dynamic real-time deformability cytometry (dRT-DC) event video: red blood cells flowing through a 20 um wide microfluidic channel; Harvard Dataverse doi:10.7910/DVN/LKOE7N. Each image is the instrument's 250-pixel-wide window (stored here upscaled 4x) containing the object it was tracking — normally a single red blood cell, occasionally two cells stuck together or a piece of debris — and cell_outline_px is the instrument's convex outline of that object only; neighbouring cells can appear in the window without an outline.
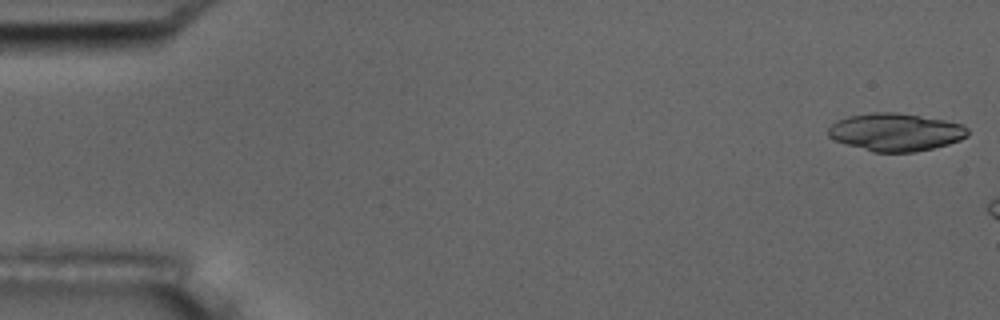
{"species": "common noctule bat (a hibernating species)", "species_latin": "Nyctalus noctula", "temperature_condition": "room temperature", "stored_images_in_passage": 3, "camera_frame_rate_fps": 3000, "um_per_image_px": 0.085, "animal": {"sex": "male", "body_mass_g": 17.5, "forearm_length_mm": 52.3}, "frame": {"image": 1, "passage_image": 1, "time_ms": 0.0, "image_size_px": [1000, 320], "cell_outline_px": [[968, 136], [960, 140], [948, 144], [916, 152], [872, 152], [844, 144], [828, 136], [828, 128], [836, 120], [848, 116], [872, 112], [896, 112], [944, 120], [964, 124], [968, 128]], "centroid_in_image_um": [76.12, 11.23], "position_along_channel_um": 8.9, "area_um2": 30.87}}